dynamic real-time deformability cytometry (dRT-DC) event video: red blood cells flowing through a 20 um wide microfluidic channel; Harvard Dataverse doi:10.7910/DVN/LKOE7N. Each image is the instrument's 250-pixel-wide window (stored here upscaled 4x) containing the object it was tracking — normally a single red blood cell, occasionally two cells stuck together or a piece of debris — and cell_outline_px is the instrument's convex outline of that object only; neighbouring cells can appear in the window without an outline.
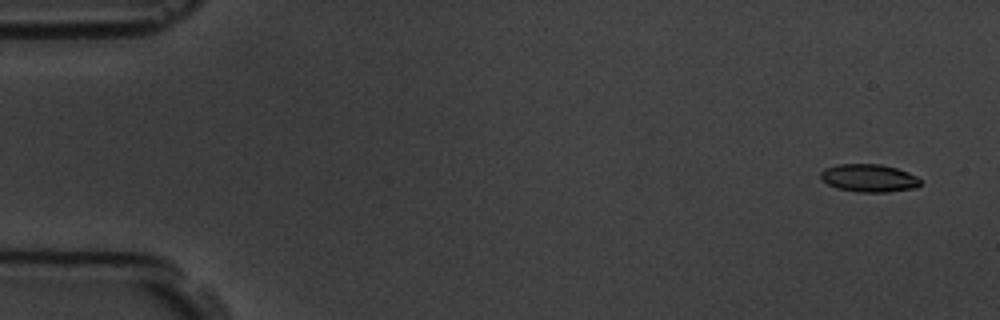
{"species": "common noctule bat (a hibernating species)", "species_latin": "Nyctalus noctula", "temperature_condition": "room temperature", "stored_images_in_passage": 5, "camera_frame_rate_fps": 3000, "um_per_image_px": 0.085, "animal": {"sex": "male", "body_mass_g": 19.5, "forearm_length_mm": 54.6}, "frame": {"image": 1, "passage_image": 1, "time_ms": 0.0, "image_size_px": [1000, 320], "cell_outline_px": [[920, 184], [916, 188], [888, 192], [856, 192], [836, 188], [820, 180], [820, 172], [824, 168], [836, 164], [880, 164], [896, 168], [908, 172], [916, 176], [920, 180]], "centroid_in_image_um": [73.82, 15.14], "position_along_channel_um": 11.2, "area_um2": 16.36}}
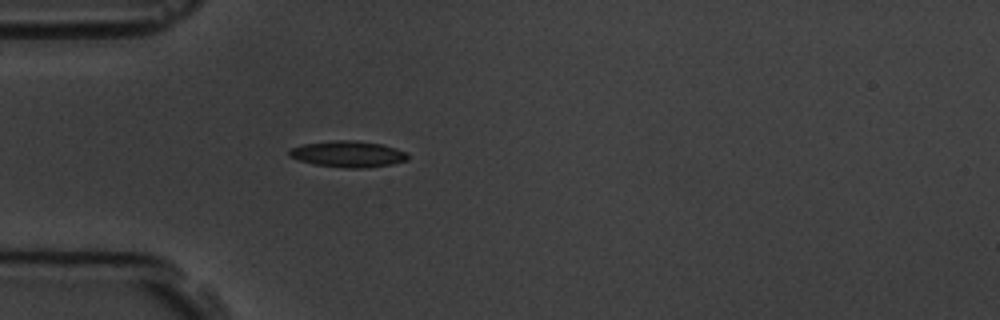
{"frame": {"image": 2, "passage_image": 5, "time_ms": 4.667, "image_size_px": [1000, 320], "cell_outline_px": [[408, 160], [392, 164], [364, 168], [344, 168], [312, 164], [288, 156], [288, 152], [292, 148], [304, 144], [336, 140], [356, 140], [380, 144], [396, 148], [408, 152]], "centroid_in_image_um": [29.6, 13.1], "position_along_channel_um": 55.4, "area_um2": 18.15}}